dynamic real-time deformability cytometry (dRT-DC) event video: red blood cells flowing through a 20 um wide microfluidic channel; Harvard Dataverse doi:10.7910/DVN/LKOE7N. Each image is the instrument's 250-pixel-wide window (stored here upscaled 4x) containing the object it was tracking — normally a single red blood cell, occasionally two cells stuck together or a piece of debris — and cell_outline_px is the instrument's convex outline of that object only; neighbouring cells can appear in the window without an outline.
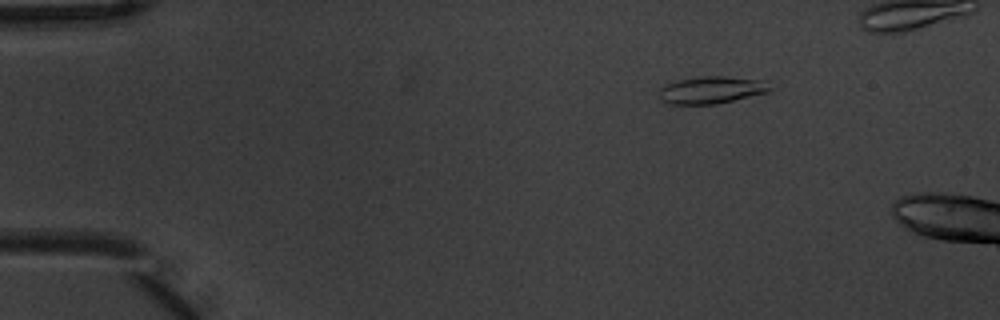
{"species": "common noctule bat (a hibernating species)", "species_latin": "Nyctalus noctula", "temperature_condition": "warm", "stored_images_in_passage": 4, "camera_frame_rate_fps": 3000, "um_per_image_px": 0.085, "animal": {"sex": "male", "body_mass_g": 20.1, "forearm_length_mm": 53.5}, "frame": {"image": 1, "passage_image": 2, "time_ms": 0.333, "image_size_px": [1000, 320], "cell_outline_px": [[772, 88], [768, 92], [716, 104], [672, 104], [660, 100], [660, 88], [668, 84], [680, 80], [700, 76], [724, 76], [764, 80]], "centroid_in_image_um": [60.5, 7.64], "position_along_channel_um": 24.5, "area_um2": 17.4}}